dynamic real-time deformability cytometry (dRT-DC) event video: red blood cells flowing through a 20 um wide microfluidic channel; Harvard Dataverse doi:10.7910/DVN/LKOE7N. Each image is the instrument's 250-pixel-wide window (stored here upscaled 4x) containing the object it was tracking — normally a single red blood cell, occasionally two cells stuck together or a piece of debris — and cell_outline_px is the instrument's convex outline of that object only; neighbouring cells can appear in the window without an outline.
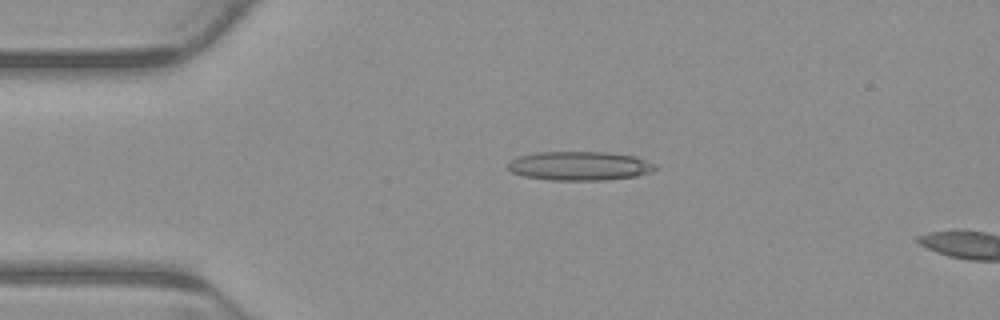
{"species": "common noctule bat (a hibernating species)", "species_latin": "Nyctalus noctula", "temperature_condition": "warm", "stored_images_in_passage": 4, "camera_frame_rate_fps": 3000, "um_per_image_px": 0.085, "animal": {"sex": "male", "body_mass_g": 23.1, "forearm_length_mm": 52.7}, "frame": {"image": 1, "passage_image": 3, "time_ms": 0.667, "image_size_px": [1000, 320], "cell_outline_px": [[656, 168], [648, 172], [636, 176], [604, 180], [552, 180], [524, 176], [512, 172], [508, 168], [508, 164], [512, 160], [520, 156], [540, 152], [608, 152], [636, 156], [656, 164]], "centroid_in_image_um": [49.29, 14.1], "position_along_channel_um": 35.7, "area_um2": 24.68}}